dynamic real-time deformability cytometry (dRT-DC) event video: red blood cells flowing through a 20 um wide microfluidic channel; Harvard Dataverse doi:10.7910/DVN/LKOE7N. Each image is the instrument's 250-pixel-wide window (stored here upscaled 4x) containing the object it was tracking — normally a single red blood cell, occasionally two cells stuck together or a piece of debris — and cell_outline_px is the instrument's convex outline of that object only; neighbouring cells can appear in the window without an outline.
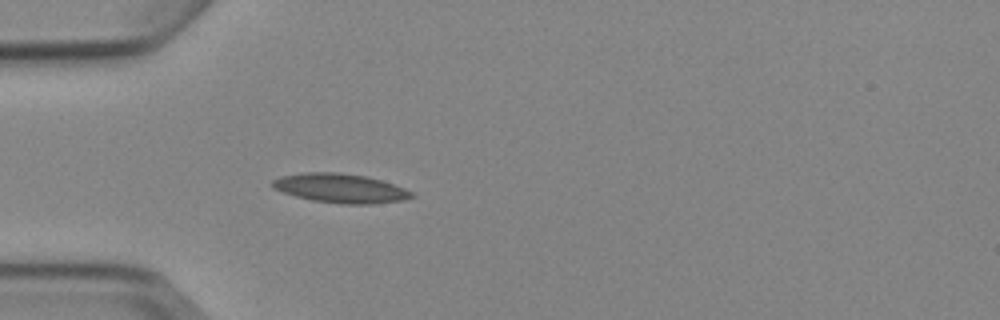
{"species": "Egyptian fruit bat (a non-hibernating species)", "species_latin": "Rousettus aegyptiacus", "temperature_condition": "cold", "stored_images_in_passage": 4, "camera_frame_rate_fps": 3000, "um_per_image_px": 0.085, "animal": {"sex": "female"}, "frame": {"image": 1, "passage_image": 4, "time_ms": 3.667, "image_size_px": [1000, 320], "cell_outline_px": [[416, 196], [400, 200], [368, 204], [344, 204], [312, 200], [296, 196], [272, 188], [272, 180], [280, 176], [304, 172], [340, 172], [368, 176], [404, 188], [412, 192]], "centroid_in_image_um": [28.9, 15.98], "position_along_channel_um": 56.1, "area_um2": 23.52}}